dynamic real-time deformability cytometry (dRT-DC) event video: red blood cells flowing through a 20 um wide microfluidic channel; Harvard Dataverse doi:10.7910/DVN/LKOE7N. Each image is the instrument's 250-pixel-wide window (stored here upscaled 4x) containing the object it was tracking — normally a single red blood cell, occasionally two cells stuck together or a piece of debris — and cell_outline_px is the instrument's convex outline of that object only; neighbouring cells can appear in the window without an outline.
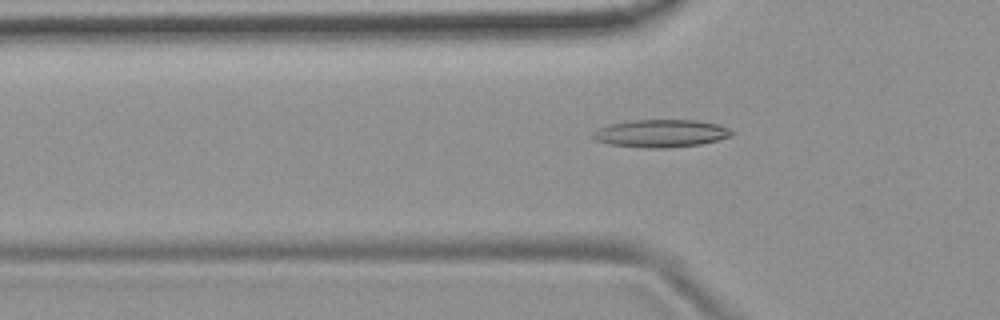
{"species": "common noctule bat (a hibernating species)", "species_latin": "Nyctalus noctula", "temperature_condition": "room temperature", "stored_images_in_passage": 44, "camera_frame_rate_fps": 3000, "um_per_image_px": 0.085, "animal": {"sex": "female", "body_mass_g": 19.9}, "frame": {"image": 1, "passage_image": 9, "time_ms": 2.667, "image_size_px": [1000, 320], "cell_outline_px": [[732, 136], [700, 144], [668, 148], [644, 148], [608, 144], [596, 140], [592, 136], [592, 132], [608, 124], [632, 120], [696, 120], [716, 124], [728, 128], [732, 132]], "centroid_in_image_um": [56.14, 11.34], "position_along_channel_um": 69.7, "area_um2": 22.31}}
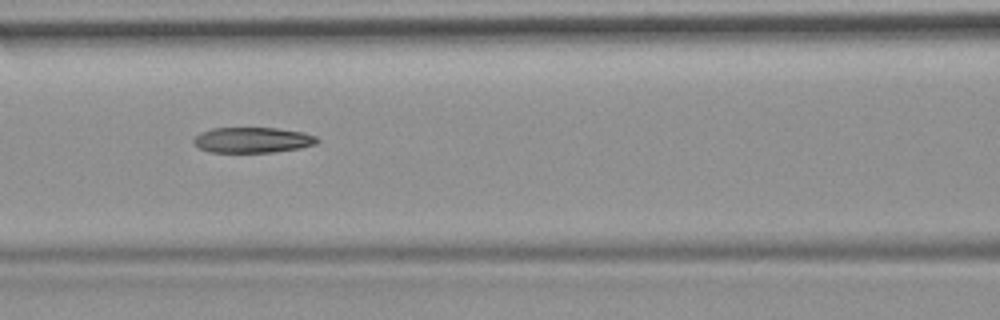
{"frame": {"image": 2, "passage_image": 15, "time_ms": 4.667, "image_size_px": [1000, 320], "cell_outline_px": [[320, 140], [316, 144], [300, 148], [272, 152], [208, 152], [200, 148], [192, 140], [200, 132], [212, 128], [276, 128], [304, 132], [316, 136]], "centroid_in_image_um": [21.49, 11.9], "position_along_channel_um": 145.1, "area_um2": 18.38}}
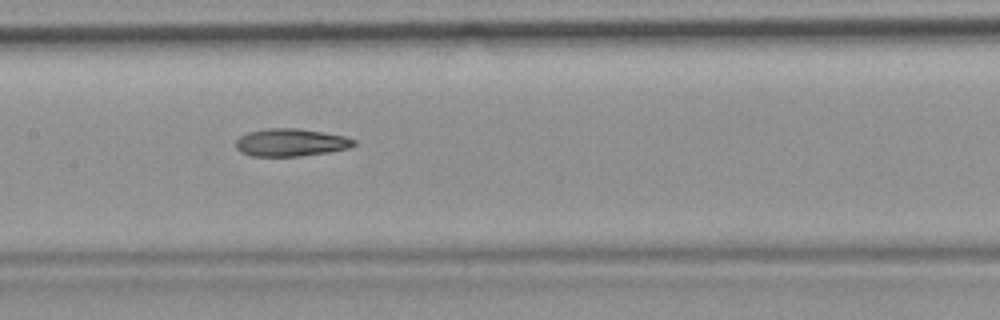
{"frame": {"image": 3, "passage_image": 18, "time_ms": 5.667, "image_size_px": [1000, 320], "cell_outline_px": [[356, 144], [348, 148], [328, 152], [300, 156], [252, 156], [240, 152], [236, 148], [236, 140], [240, 136], [248, 132], [264, 128], [300, 128], [344, 136], [356, 140]], "centroid_in_image_um": [24.69, 12.1], "position_along_channel_um": 182.7, "area_um2": 19.07}, "authors_computed_cell_mechanics": {"area_um2": 19.4208, "velocity_mm_per_s": 3.7654, "shape_relaxation_time_tau1_ms": null, "shape_relaxation_time_tau2_ms": 4.8511, "deformation_change_tau1": null, "deformation_change_tau2": 0.1417}}